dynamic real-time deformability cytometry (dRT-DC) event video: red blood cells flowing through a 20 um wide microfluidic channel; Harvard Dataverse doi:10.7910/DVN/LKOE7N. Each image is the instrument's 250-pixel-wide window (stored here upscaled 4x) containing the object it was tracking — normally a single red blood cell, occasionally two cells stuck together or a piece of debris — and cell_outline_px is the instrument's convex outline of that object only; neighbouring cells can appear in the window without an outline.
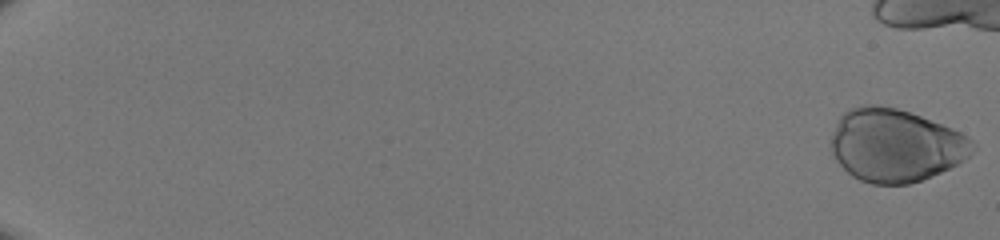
{"species": "human", "species_latin": "Homo sapiens", "temperature_condition": "room temperature", "stored_images_in_passage": 29, "camera_frame_rate_fps": 3000, "um_per_image_px": 0.085, "donor": {"sex": "male"}, "frame": {"image": 1, "passage_image": 1, "time_ms": 0.0, "image_size_px": [1000, 240], "cell_outline_px": [[976, 148], [964, 160], [940, 172], [920, 180], [908, 184], [872, 184], [860, 180], [852, 176], [836, 160], [828, 148], [832, 132], [840, 116], [848, 108], [864, 104], [876, 104], [896, 108], [920, 116], [952, 128], [968, 136], [976, 144]], "centroid_in_image_um": [76.08, 12.34], "position_along_channel_um": 8.9, "area_um2": 60.34}}
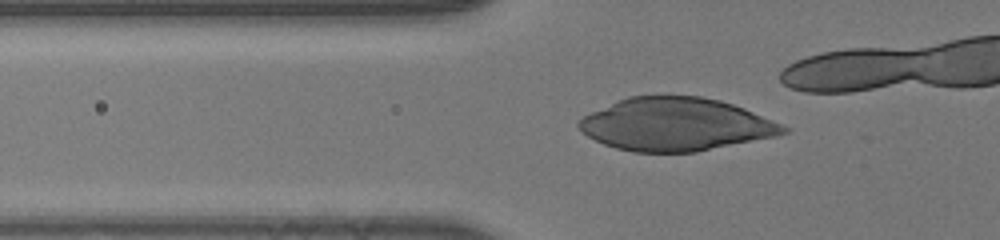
{"frame": {"image": 2, "passage_image": 21, "time_ms": 6.667, "image_size_px": [1000, 240], "cell_outline_px": [[788, 132], [776, 136], [696, 152], [632, 152], [616, 148], [604, 144], [588, 136], [576, 124], [584, 116], [592, 112], [628, 96], [700, 96], [720, 100], [744, 108], [772, 120], [788, 128]], "centroid_in_image_um": [57.45, 10.58], "position_along_channel_um": 68.4, "area_um2": 62.48}}